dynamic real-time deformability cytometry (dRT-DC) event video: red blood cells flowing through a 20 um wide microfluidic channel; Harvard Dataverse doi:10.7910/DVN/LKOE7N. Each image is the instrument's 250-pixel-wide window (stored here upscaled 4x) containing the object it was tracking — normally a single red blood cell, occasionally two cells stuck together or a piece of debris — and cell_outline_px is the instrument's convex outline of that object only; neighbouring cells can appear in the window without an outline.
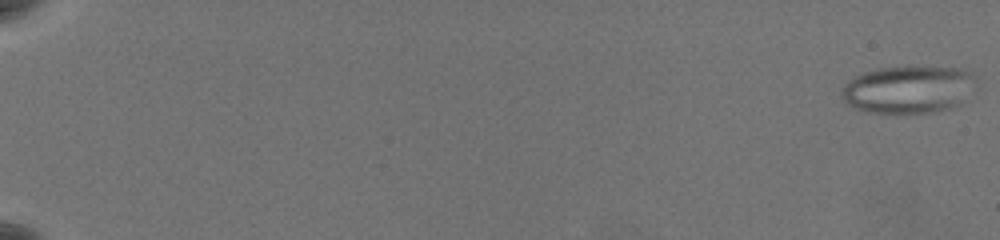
{"species": "common noctule bat (a hibernating species)", "species_latin": "Nyctalus noctula", "temperature_condition": "warm", "stored_images_in_passage": 62, "camera_frame_rate_fps": 3000, "um_per_image_px": 0.085, "animal": {"sex": "female", "body_mass_g": 19.5, "forearm_length_mm": 54.1}, "frame": {"image": 1, "passage_image": 1, "time_ms": 0.0, "image_size_px": [1000, 240], "cell_outline_px": [[976, 80], [960, 100], [948, 108], [936, 112], [872, 112], [856, 108], [848, 104], [844, 100], [840, 92], [844, 84], [856, 76], [864, 72], [880, 68], [908, 64], [956, 68], [972, 72]], "centroid_in_image_um": [77.15, 7.54], "position_along_channel_um": 7.8, "area_um2": 36.93}}
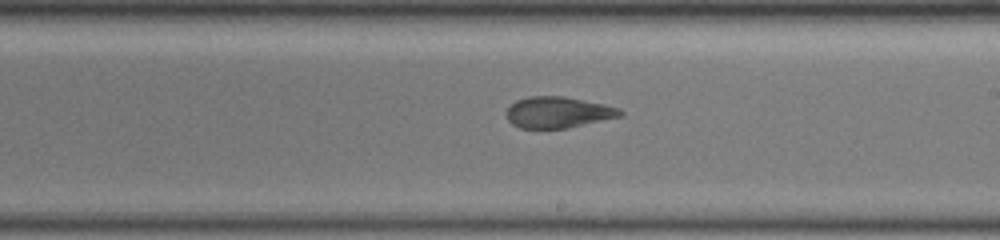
{"frame": {"image": 2, "passage_image": 40, "time_ms": 13.0, "image_size_px": [1000, 240], "cell_outline_px": [[624, 116], [568, 128], [520, 128], [512, 124], [508, 120], [504, 112], [516, 100], [528, 96], [564, 96], [604, 104], [620, 108], [624, 112]], "centroid_in_image_um": [47.45, 9.55], "position_along_channel_um": 241.5, "area_um2": 20.92}}
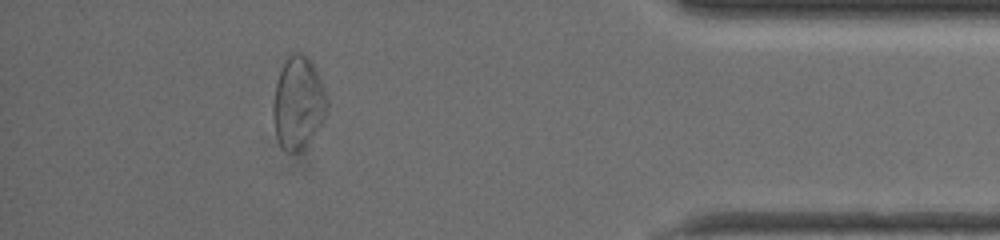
{"frame": {"image": 3, "passage_image": 57, "time_ms": 18.667, "image_size_px": [1000, 240], "cell_outline_px": [[328, 112], [312, 140], [300, 152], [288, 152], [280, 148], [276, 136], [272, 116], [272, 104], [276, 84], [284, 60], [292, 52], [304, 52], [312, 60], [324, 88], [328, 100]], "centroid_in_image_um": [25.35, 8.76], "position_along_channel_um": 409.8, "area_um2": 29.82}, "authors_computed_cell_mechanics": {"area_um2": 28.611, "velocity_mm_per_s": 3.5761, "shape_relaxation_time_tau1_ms": null, "shape_relaxation_time_tau2_ms": 1.8412, "deformation_change_tau1": null, "deformation_change_tau2": 0.0952}}